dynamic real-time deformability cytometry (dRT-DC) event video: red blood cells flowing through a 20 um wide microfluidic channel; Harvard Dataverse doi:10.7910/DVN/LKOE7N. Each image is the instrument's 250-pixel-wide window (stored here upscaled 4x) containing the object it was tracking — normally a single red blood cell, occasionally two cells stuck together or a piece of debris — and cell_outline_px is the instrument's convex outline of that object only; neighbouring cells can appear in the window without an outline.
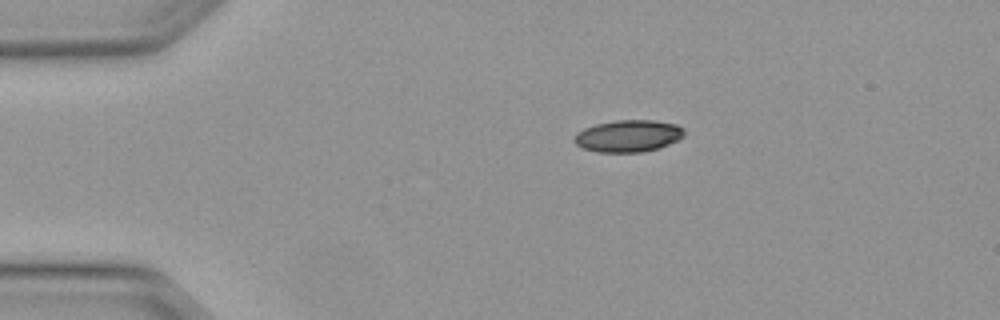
{"species": "Egyptian fruit bat (a non-hibernating species)", "species_latin": "Rousettus aegyptiacus", "temperature_condition": "warm", "stored_images_in_passage": 41, "camera_frame_rate_fps": 3000, "um_per_image_px": 0.085, "animal": {"sex": "female"}, "frame": {"image": 1, "passage_image": 1, "time_ms": 0.0, "image_size_px": [1000, 320], "cell_outline_px": [[684, 136], [660, 148], [644, 152], [596, 152], [584, 148], [576, 144], [572, 140], [576, 132], [584, 128], [596, 124], [616, 120], [652, 120], [676, 124], [684, 128]], "centroid_in_image_um": [53.38, 11.56], "position_along_channel_um": 31.6, "area_um2": 20.58}}
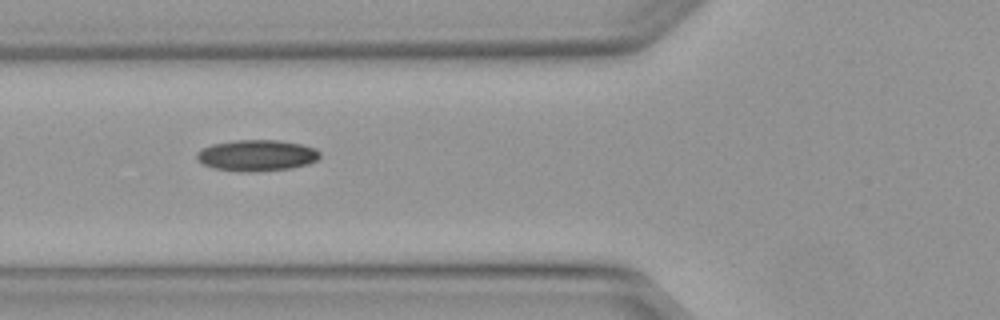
{"frame": {"image": 2, "passage_image": 10, "time_ms": 3.0, "image_size_px": [1000, 320], "cell_outline_px": [[320, 156], [316, 160], [308, 164], [292, 168], [256, 172], [240, 172], [212, 168], [196, 160], [196, 152], [212, 144], [232, 140], [276, 140], [300, 144], [316, 148], [320, 152]], "centroid_in_image_um": [21.81, 13.22], "position_along_channel_um": 104.0, "area_um2": 22.6}}
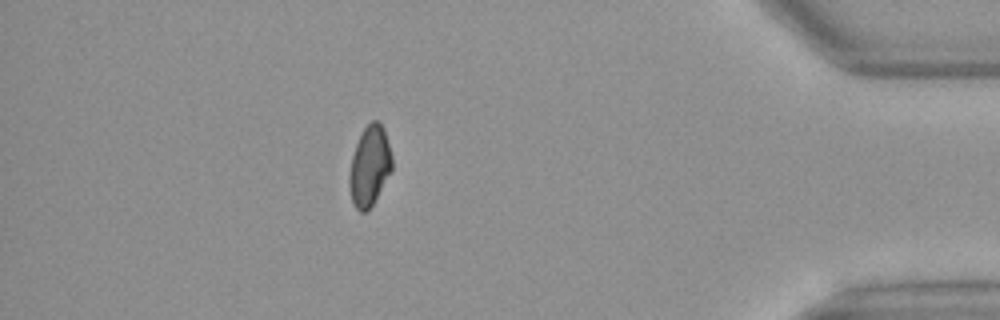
{"frame": {"image": 3, "passage_image": 35, "time_ms": 11.333, "image_size_px": [1000, 320], "cell_outline_px": [[392, 168], [372, 204], [364, 212], [360, 212], [356, 208], [352, 200], [348, 180], [348, 176], [352, 156], [356, 144], [364, 128], [372, 120], [376, 120], [384, 128], [392, 156]], "centroid_in_image_um": [31.4, 14.08], "position_along_channel_um": 403.8, "area_um2": 19.48}, "authors_computed_cell_mechanics": {"area_um2": 20.6346, "velocity_mm_per_s": 4.1498, "shape_relaxation_time_tau1_ms": 7.663, "shape_relaxation_time_tau2_ms": null, "deformation_change_tau1": 0.183, "deformation_change_tau2": null}}